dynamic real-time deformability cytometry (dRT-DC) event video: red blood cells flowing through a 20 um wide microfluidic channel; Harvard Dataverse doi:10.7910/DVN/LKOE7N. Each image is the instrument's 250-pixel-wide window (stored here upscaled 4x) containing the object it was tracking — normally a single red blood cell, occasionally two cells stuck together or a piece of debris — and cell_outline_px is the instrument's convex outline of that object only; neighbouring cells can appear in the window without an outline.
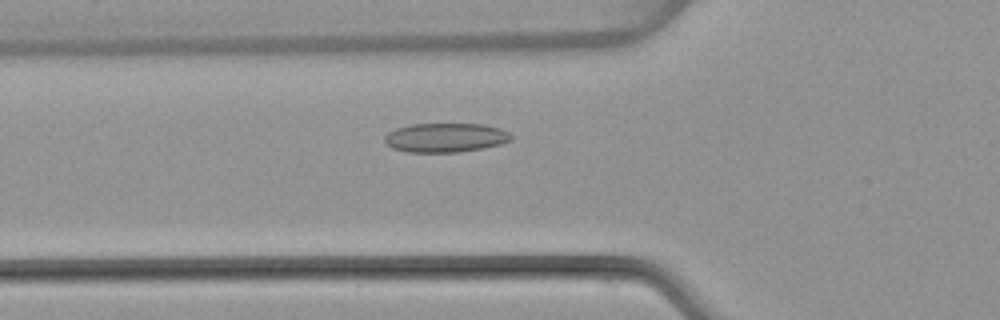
{"species": "common noctule bat (a hibernating species)", "species_latin": "Nyctalus noctula", "temperature_condition": "warm", "stored_images_in_passage": 39, "camera_frame_rate_fps": 3000, "um_per_image_px": 0.085, "animal": {"sex": "female", "body_mass_g": 22.7, "forearm_length_mm": 54.2}, "frame": {"image": 1, "passage_image": 7, "time_ms": 2.0, "image_size_px": [1000, 320], "cell_outline_px": [[512, 140], [500, 144], [460, 152], [408, 152], [392, 148], [384, 144], [384, 136], [388, 132], [396, 128], [412, 124], [484, 124], [500, 128], [508, 132], [512, 136]], "centroid_in_image_um": [37.83, 11.69], "position_along_channel_um": 88.0, "area_um2": 21.56}}
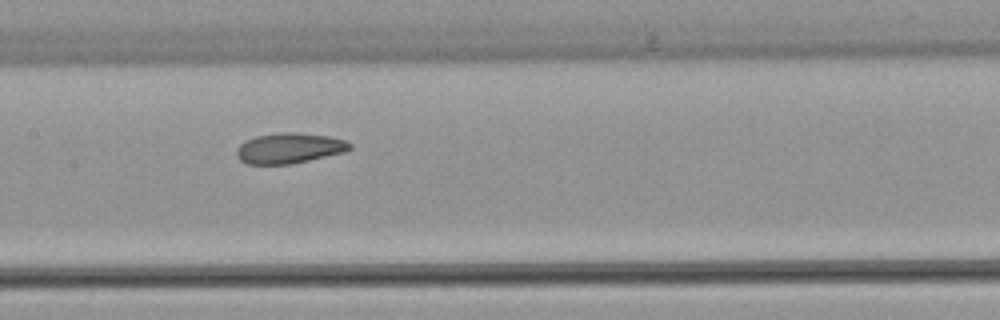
{"frame": {"image": 2, "passage_image": 14, "time_ms": 4.333, "image_size_px": [1000, 320], "cell_outline_px": [[352, 148], [344, 152], [292, 164], [248, 164], [240, 160], [236, 156], [236, 148], [240, 144], [256, 136], [280, 132], [296, 132], [328, 136], [344, 140], [352, 144]], "centroid_in_image_um": [24.58, 12.59], "position_along_channel_um": 182.8, "area_um2": 20.06}}
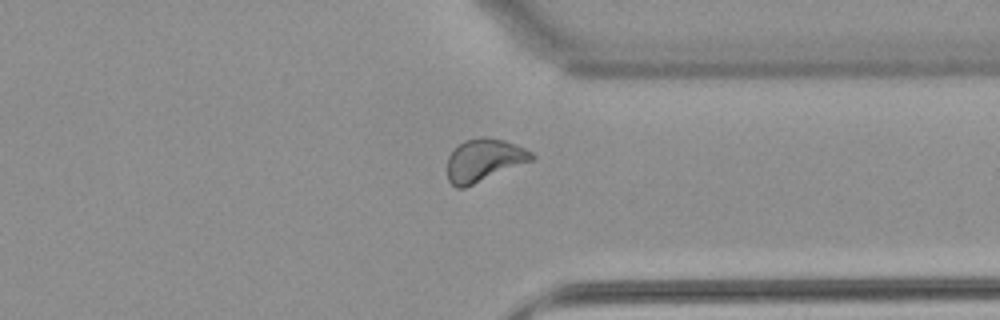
{"frame": {"image": 3, "passage_image": 28, "time_ms": 9.0, "image_size_px": [1000, 320], "cell_outline_px": [[536, 156], [532, 160], [464, 188], [456, 188], [448, 180], [448, 156], [452, 148], [456, 144], [464, 140], [480, 136], [484, 136], [504, 140], [516, 144], [532, 152]], "centroid_in_image_um": [41.1, 13.58], "position_along_channel_um": 370.3, "area_um2": 21.04}, "authors_computed_cell_mechanics": {"area_um2": 20.3456, "velocity_mm_per_s": 4.0417, "shape_relaxation_time_tau1_ms": 6.4115, "shape_relaxation_time_tau2_ms": 2.4945, "deformation_change_tau1": 0.1287, "deformation_change_tau2": 0.0901}}